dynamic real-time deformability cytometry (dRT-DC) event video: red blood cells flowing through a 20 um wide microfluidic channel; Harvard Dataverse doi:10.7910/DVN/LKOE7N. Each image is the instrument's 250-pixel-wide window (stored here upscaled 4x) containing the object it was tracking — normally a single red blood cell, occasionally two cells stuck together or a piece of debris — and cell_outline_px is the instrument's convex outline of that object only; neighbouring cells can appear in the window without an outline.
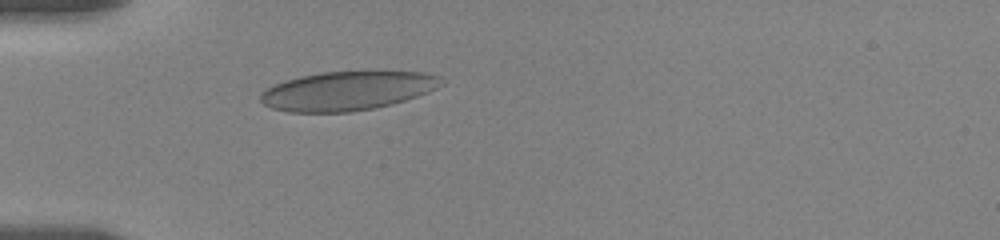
{"species": "human", "species_latin": "Homo sapiens", "temperature_condition": "room temperature", "stored_images_in_passage": 25, "camera_frame_rate_fps": 3000, "um_per_image_px": 0.085, "donor": {"sex": "female"}, "frame": {"image": 1, "passage_image": 2, "time_ms": 0.333, "image_size_px": [1000, 240], "cell_outline_px": [[444, 84], [428, 92], [404, 100], [372, 108], [348, 112], [288, 112], [272, 108], [264, 104], [260, 100], [260, 92], [264, 88], [300, 76], [320, 72], [424, 72], [440, 76]], "centroid_in_image_um": [29.49, 7.72], "position_along_channel_um": 55.5, "area_um2": 40.69}}
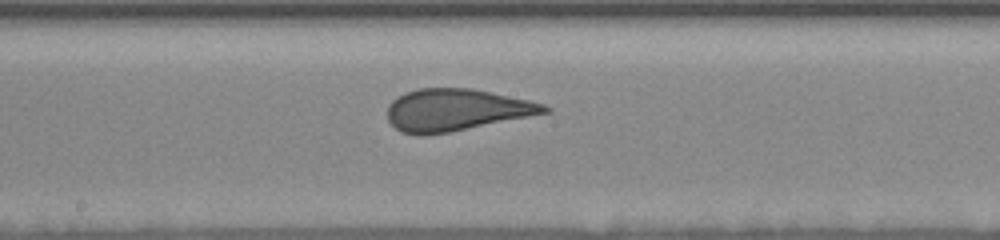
{"frame": {"image": 2, "passage_image": 10, "time_ms": 3.0, "image_size_px": [1000, 240], "cell_outline_px": [[552, 112], [448, 132], [424, 136], [420, 136], [400, 132], [388, 120], [388, 104], [396, 96], [404, 92], [416, 88], [472, 88], [528, 100], [544, 104], [552, 108]], "centroid_in_image_um": [38.75, 9.34], "position_along_channel_um": 209.5, "area_um2": 38.55}}
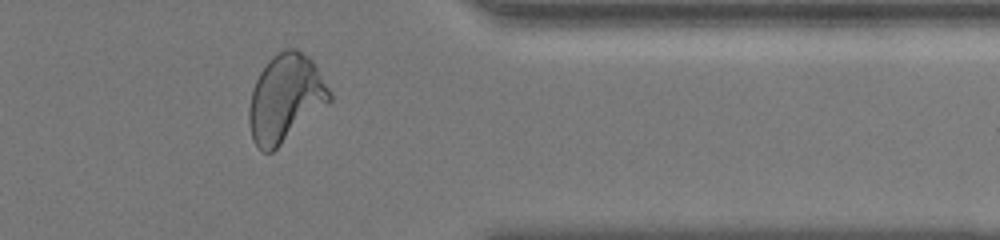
{"frame": {"image": 3, "passage_image": 22, "time_ms": 7.0, "image_size_px": [1000, 240], "cell_outline_px": [[332, 100], [328, 104], [272, 152], [264, 152], [252, 140], [248, 120], [248, 108], [252, 92], [256, 80], [260, 72], [268, 60], [272, 56], [288, 48], [296, 48], [308, 56], [312, 60], [332, 92]], "centroid_in_image_um": [24.27, 8.35], "position_along_channel_um": 387.1, "area_um2": 40.92}}